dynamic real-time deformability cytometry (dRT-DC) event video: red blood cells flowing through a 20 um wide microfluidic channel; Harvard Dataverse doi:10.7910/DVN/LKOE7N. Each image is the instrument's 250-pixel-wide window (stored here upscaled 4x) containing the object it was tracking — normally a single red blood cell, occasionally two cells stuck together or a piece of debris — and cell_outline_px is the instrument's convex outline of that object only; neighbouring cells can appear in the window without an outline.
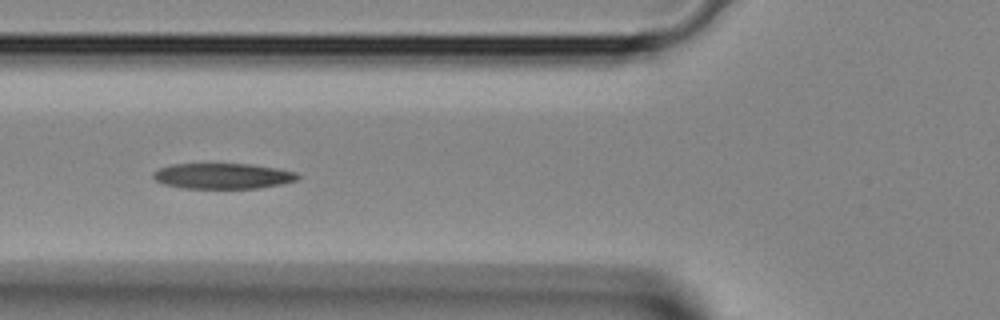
{"species": "Egyptian fruit bat (a non-hibernating species)", "species_latin": "Rousettus aegyptiacus", "temperature_condition": "room temperature", "stored_images_in_passage": 5, "camera_frame_rate_fps": 3000, "um_per_image_px": 0.085, "animal": {"sex": "female"}, "frame": {"image": 1, "passage_image": 4, "time_ms": 1.0, "image_size_px": [1000, 320], "cell_outline_px": [[300, 176], [296, 180], [280, 184], [256, 188], [184, 188], [164, 184], [156, 180], [152, 176], [152, 172], [160, 168], [172, 164], [252, 164], [276, 168], [296, 172]], "centroid_in_image_um": [18.92, 14.95], "position_along_channel_um": 106.9, "area_um2": 21.39}}
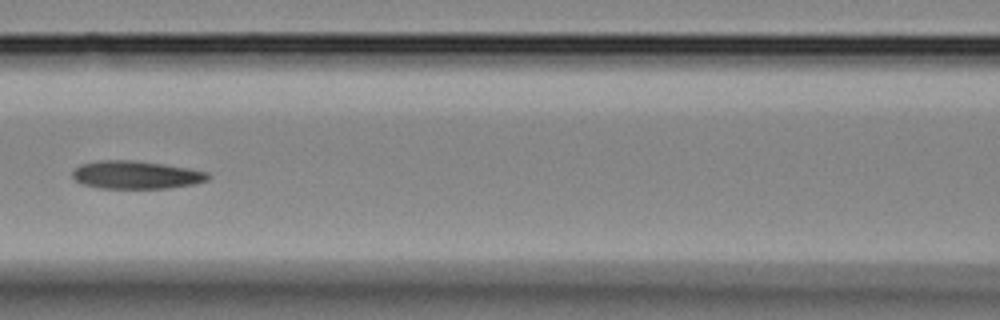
{"frame": {"image": 2, "passage_image": 5, "time_ms": 1.333, "image_size_px": [1000, 320], "cell_outline_px": [[212, 176], [208, 180], [196, 184], [168, 188], [100, 188], [80, 184], [72, 180], [72, 172], [80, 164], [100, 160], [132, 160], [164, 164], [188, 168], [208, 172]], "centroid_in_image_um": [11.56, 14.87], "position_along_channel_um": 155.0, "area_um2": 22.37}}